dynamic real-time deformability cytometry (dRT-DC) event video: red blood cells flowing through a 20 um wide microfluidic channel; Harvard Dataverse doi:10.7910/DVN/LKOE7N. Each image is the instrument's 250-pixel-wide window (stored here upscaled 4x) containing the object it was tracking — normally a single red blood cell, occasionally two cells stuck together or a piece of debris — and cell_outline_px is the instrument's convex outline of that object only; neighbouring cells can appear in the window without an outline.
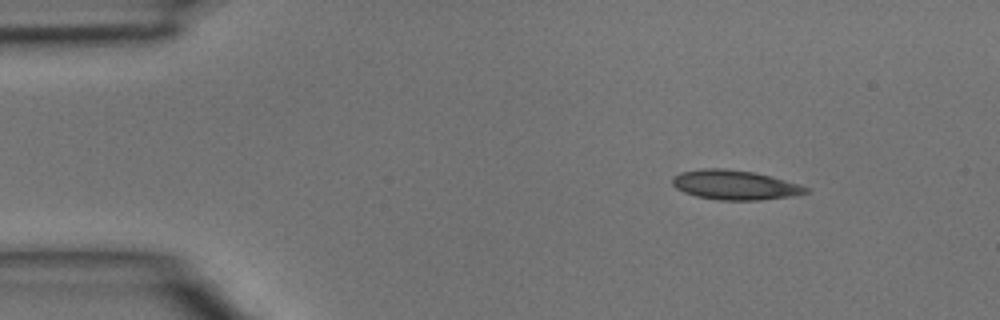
{"species": "common noctule bat (a hibernating species)", "species_latin": "Nyctalus noctula", "temperature_condition": "room temperature", "stored_images_in_passage": 3, "camera_frame_rate_fps": 3000, "um_per_image_px": 0.085, "animal": {"sex": "male", "body_mass_g": 15.6}, "frame": {"image": 1, "passage_image": 1, "time_ms": 0.0, "image_size_px": [1000, 320], "cell_outline_px": [[808, 192], [792, 196], [760, 200], [720, 200], [696, 196], [684, 192], [676, 188], [672, 184], [672, 176], [680, 172], [704, 168], [724, 168], [752, 172], [772, 176], [808, 188]], "centroid_in_image_um": [62.4, 15.72], "position_along_channel_um": 22.6, "area_um2": 22.83}}
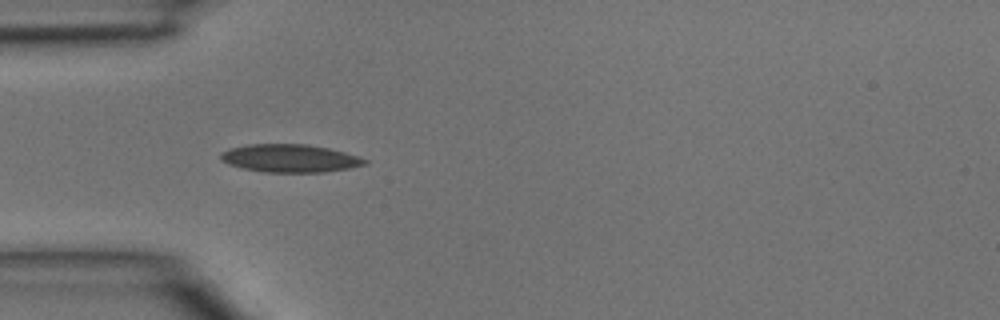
{"frame": {"image": 2, "passage_image": 3, "time_ms": 0.667, "image_size_px": [1000, 320], "cell_outline_px": [[368, 164], [348, 168], [324, 172], [264, 172], [244, 168], [228, 164], [220, 160], [220, 152], [232, 148], [248, 144], [308, 144], [328, 148], [344, 152], [368, 160]], "centroid_in_image_um": [24.63, 13.45], "position_along_channel_um": 60.4, "area_um2": 23.35}}